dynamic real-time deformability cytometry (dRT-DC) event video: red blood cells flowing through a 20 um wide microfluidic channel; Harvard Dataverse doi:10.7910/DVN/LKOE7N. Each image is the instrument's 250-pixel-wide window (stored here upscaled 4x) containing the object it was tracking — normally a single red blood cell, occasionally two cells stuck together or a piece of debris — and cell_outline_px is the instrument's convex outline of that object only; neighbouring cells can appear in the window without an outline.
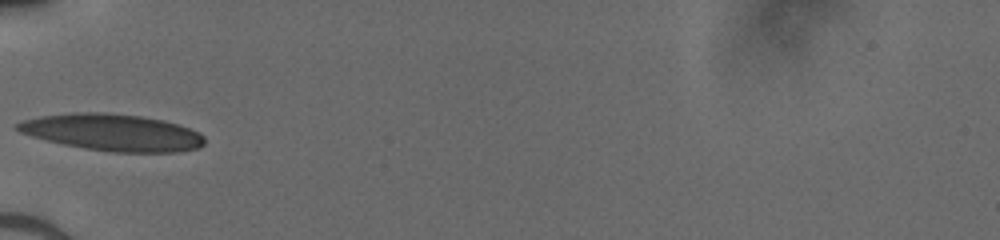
{"species": "human", "species_latin": "Homo sapiens", "temperature_condition": "cold", "stored_images_in_passage": 32, "camera_frame_rate_fps": 3000, "um_per_image_px": 0.085, "donor": {"sex": "male"}, "frame": {"image": 1, "passage_image": 1, "time_ms": 0.0, "image_size_px": [1000, 240], "cell_outline_px": [[204, 144], [196, 148], [176, 152], [108, 152], [84, 148], [64, 144], [32, 136], [20, 132], [12, 128], [12, 124], [20, 120], [40, 116], [72, 112], [108, 112], [140, 116], [164, 120], [180, 124], [200, 132], [204, 136]], "centroid_in_image_um": [9.52, 11.24], "position_along_channel_um": 75.5, "area_um2": 40.52}}
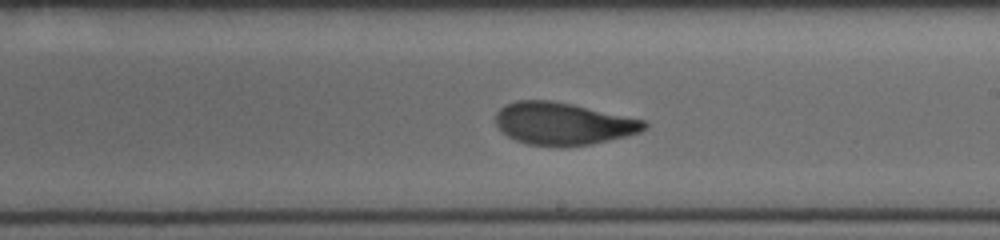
{"frame": {"image": 2, "passage_image": 13, "time_ms": 4.0, "image_size_px": [1000, 240], "cell_outline_px": [[648, 128], [640, 132], [592, 144], [564, 148], [556, 148], [528, 144], [516, 140], [508, 136], [496, 124], [496, 112], [504, 104], [516, 100], [548, 100], [572, 104], [644, 120], [648, 124]], "centroid_in_image_um": [47.84, 10.53], "position_along_channel_um": 241.2, "area_um2": 36.88}}
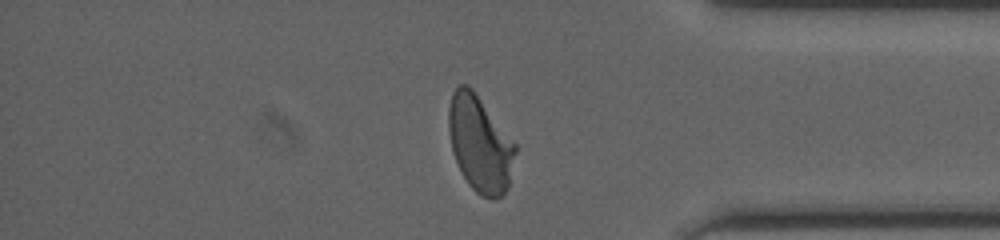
{"frame": {"image": 3, "passage_image": 25, "time_ms": 8.0, "image_size_px": [1000, 240], "cell_outline_px": [[516, 152], [508, 188], [504, 196], [496, 200], [492, 200], [480, 196], [468, 184], [452, 152], [448, 132], [448, 108], [452, 92], [460, 84], [468, 84], [472, 88], [516, 144]], "centroid_in_image_um": [40.79, 12.25], "position_along_channel_um": 394.4, "area_um2": 37.57}}